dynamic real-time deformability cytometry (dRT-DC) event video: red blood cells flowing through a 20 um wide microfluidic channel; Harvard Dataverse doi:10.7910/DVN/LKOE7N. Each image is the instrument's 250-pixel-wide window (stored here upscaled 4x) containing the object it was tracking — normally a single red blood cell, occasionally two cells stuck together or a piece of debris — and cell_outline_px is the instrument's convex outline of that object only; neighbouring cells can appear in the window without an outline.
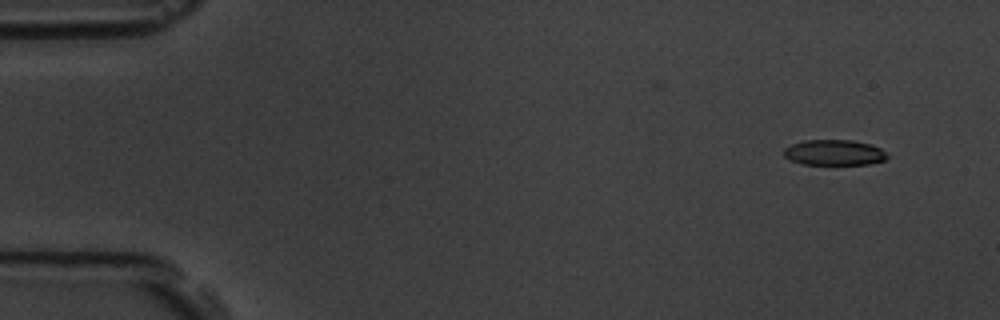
{"species": "common noctule bat (a hibernating species)", "species_latin": "Nyctalus noctula", "temperature_condition": "room temperature", "stored_images_in_passage": 2, "camera_frame_rate_fps": 3000, "um_per_image_px": 0.085, "animal": {"sex": "male", "body_mass_g": 19.5, "forearm_length_mm": 54.6}, "frame": {"image": 1, "passage_image": 2, "time_ms": 2.0, "image_size_px": [1000, 320], "cell_outline_px": [[888, 156], [884, 160], [868, 164], [800, 164], [788, 160], [784, 156], [784, 148], [792, 144], [804, 140], [852, 140], [868, 144], [880, 148]], "centroid_in_image_um": [70.85, 12.97], "position_along_channel_um": 14.2, "area_um2": 15.32}}